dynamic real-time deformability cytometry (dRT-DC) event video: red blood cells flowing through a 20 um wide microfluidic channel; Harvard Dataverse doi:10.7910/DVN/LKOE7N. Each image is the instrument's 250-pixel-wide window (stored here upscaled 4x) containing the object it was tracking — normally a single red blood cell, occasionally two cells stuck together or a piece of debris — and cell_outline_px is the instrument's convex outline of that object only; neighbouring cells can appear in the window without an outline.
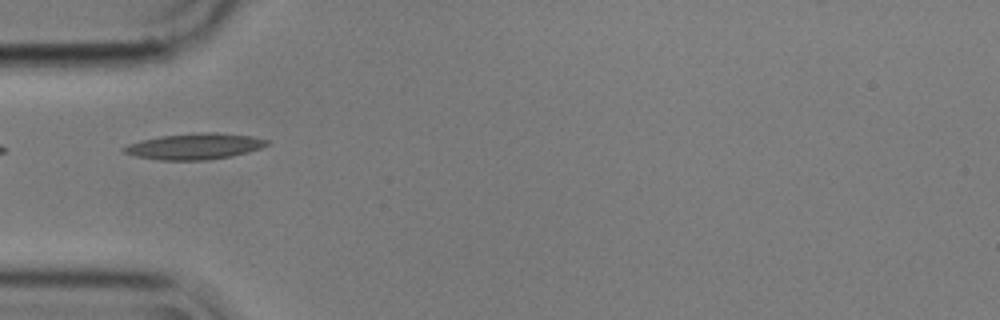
{"species": "common noctule bat (a hibernating species)", "species_latin": "Nyctalus noctula", "temperature_condition": "cold", "stored_images_in_passage": 8, "camera_frame_rate_fps": 3000, "um_per_image_px": 0.085, "animal": {"sex": "male", "body_mass_g": 17.9}, "frame": {"image": 1, "passage_image": 2, "time_ms": 0.333, "image_size_px": [1000, 320], "cell_outline_px": [[268, 144], [260, 148], [248, 152], [232, 156], [208, 160], [160, 160], [136, 156], [124, 152], [120, 148], [128, 144], [140, 140], [160, 136], [200, 132], [216, 132], [252, 136], [268, 140]], "centroid_in_image_um": [16.53, 12.43], "position_along_channel_um": 68.5, "area_um2": 21.73}}
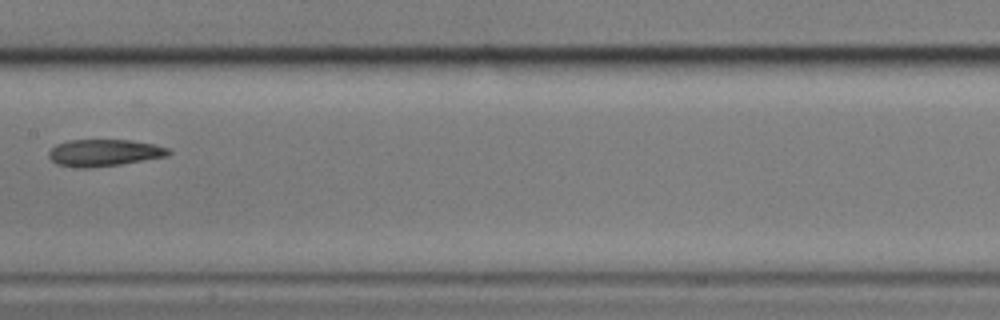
{"frame": {"image": 2, "passage_image": 5, "time_ms": 1.333, "image_size_px": [1000, 320], "cell_outline_px": [[172, 152], [168, 156], [120, 164], [88, 168], [76, 168], [56, 164], [48, 156], [48, 152], [56, 144], [68, 140], [132, 140], [152, 144], [168, 148]], "centroid_in_image_um": [8.83, 12.99], "position_along_channel_um": 198.6, "area_um2": 18.79}}
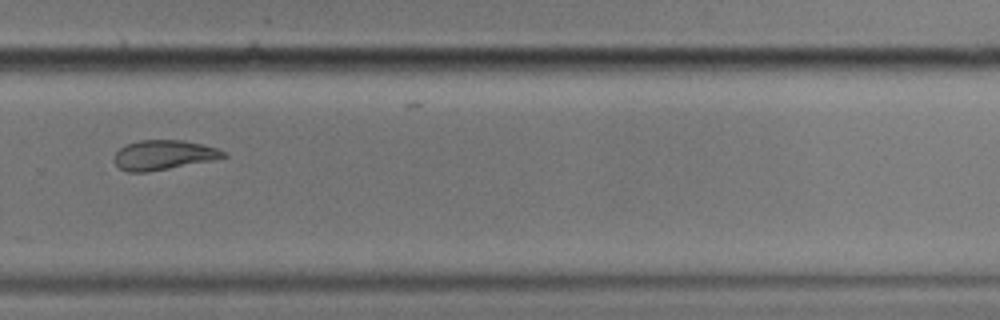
{"frame": {"image": 3, "passage_image": 8, "time_ms": 2.333, "image_size_px": [1000, 320], "cell_outline_px": [[228, 156], [212, 160], [148, 172], [128, 172], [120, 168], [116, 164], [116, 152], [120, 148], [128, 144], [140, 140], [184, 140], [216, 148], [228, 152]], "centroid_in_image_um": [13.93, 13.17], "position_along_channel_um": 315.9, "area_um2": 18.61}}